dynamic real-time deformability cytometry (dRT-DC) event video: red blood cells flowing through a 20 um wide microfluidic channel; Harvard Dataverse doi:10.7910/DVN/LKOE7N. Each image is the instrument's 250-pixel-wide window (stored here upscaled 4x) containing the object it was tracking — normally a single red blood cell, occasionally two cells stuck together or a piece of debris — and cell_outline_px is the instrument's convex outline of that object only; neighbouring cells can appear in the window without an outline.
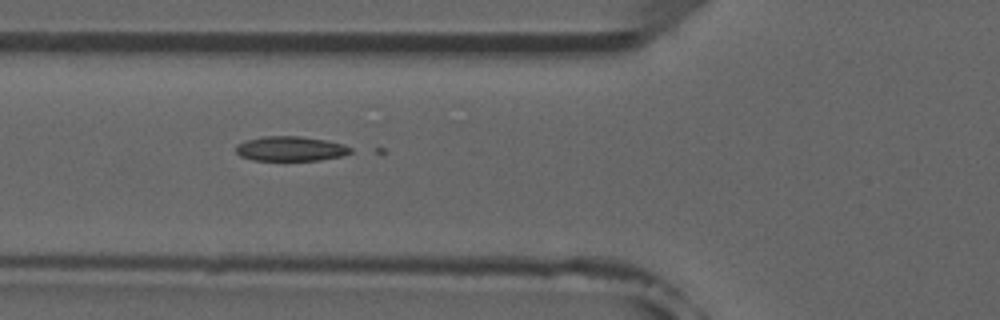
{"species": "common noctule bat (a hibernating species)", "species_latin": "Nyctalus noctula", "temperature_condition": "room temperature", "stored_images_in_passage": 9, "camera_frame_rate_fps": 3000, "um_per_image_px": 0.085, "animal": {"sex": "male", "forearm_length_mm": 52.5}, "frame": {"image": 1, "passage_image": 5, "time_ms": 4.333, "image_size_px": [1000, 320], "cell_outline_px": [[352, 152], [340, 156], [320, 160], [252, 160], [240, 156], [236, 152], [236, 144], [244, 140], [264, 136], [300, 136], [324, 140], [344, 144], [352, 148]], "centroid_in_image_um": [24.66, 12.63], "position_along_channel_um": 101.1, "area_um2": 16.53}}